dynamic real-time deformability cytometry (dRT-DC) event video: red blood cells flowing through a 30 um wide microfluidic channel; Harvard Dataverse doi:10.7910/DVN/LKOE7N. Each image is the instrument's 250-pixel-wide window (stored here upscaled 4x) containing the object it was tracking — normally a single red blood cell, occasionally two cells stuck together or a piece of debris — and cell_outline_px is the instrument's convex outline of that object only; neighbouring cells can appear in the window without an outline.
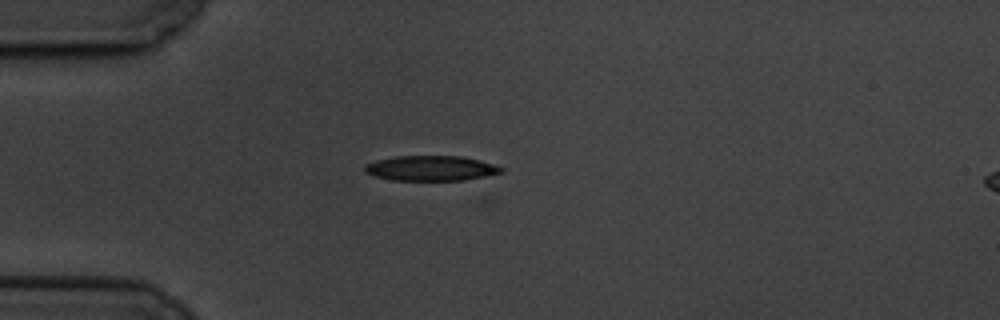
{"species": "common noctule bat (a hibernating species)", "species_latin": "Nyctalus noctula", "temperature_condition": "cold", "stored_images_in_passage": 9, "camera_frame_rate_fps": 3000, "um_per_image_px": 0.085, "animal": {"sex": "male", "body_mass_g": 19.5, "forearm_length_mm": 54.6}, "frame": {"image": 1, "passage_image": 7, "time_ms": 7.0, "image_size_px": [1000, 320], "cell_outline_px": [[504, 172], [464, 180], [392, 180], [376, 176], [364, 172], [364, 164], [376, 160], [396, 156], [460, 156], [480, 160], [504, 168]], "centroid_in_image_um": [36.61, 14.3], "position_along_channel_um": 48.4, "area_um2": 19.88}}